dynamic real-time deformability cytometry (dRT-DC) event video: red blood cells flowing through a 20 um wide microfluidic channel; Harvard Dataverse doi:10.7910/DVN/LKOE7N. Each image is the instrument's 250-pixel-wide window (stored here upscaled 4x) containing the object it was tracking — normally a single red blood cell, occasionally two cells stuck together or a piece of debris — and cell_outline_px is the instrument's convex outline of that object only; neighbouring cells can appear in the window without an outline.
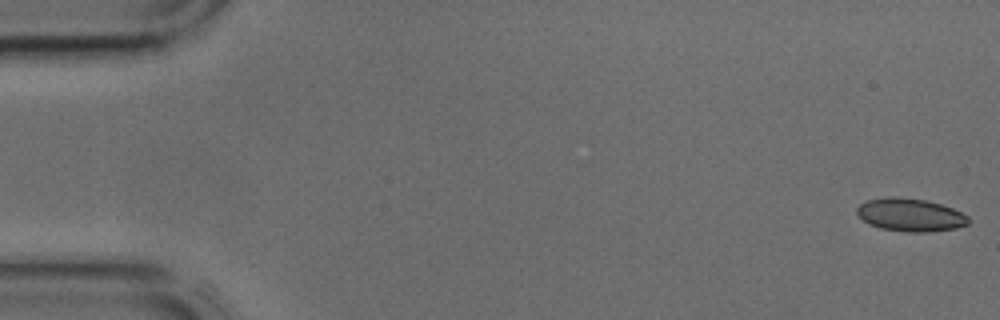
{"species": "common noctule bat (a hibernating species)", "species_latin": "Nyctalus noctula", "temperature_condition": "cold", "stored_images_in_passage": 44, "segment_of_instrument_passage": [1, 2], "camera_frame_rate_fps": 3000, "um_per_image_px": 0.085, "animal": {"sex": "male", "body_mass_g": 17.9, "forearm_length_mm": 54.2}, "frame": {"image": 1, "passage_image": 1, "time_ms": 0.0, "image_size_px": [1000, 320], "cell_outline_px": [[968, 224], [956, 228], [928, 232], [908, 232], [880, 228], [868, 224], [856, 212], [856, 208], [860, 204], [868, 200], [888, 196], [896, 196], [924, 200], [940, 204], [952, 208], [968, 216]], "centroid_in_image_um": [77.35, 18.26], "position_along_channel_um": 7.6, "area_um2": 21.33}}
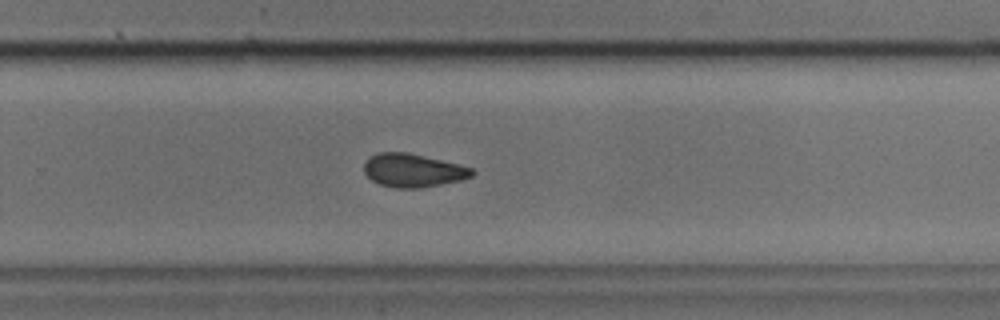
{"frame": {"image": 2, "passage_image": 28, "time_ms": 9.0, "image_size_px": [1000, 320], "cell_outline_px": [[476, 172], [472, 176], [460, 180], [420, 188], [396, 188], [380, 184], [372, 180], [364, 172], [364, 160], [368, 156], [376, 152], [408, 152], [472, 168]], "centroid_in_image_um": [35.05, 14.47], "position_along_channel_um": 294.7, "area_um2": 20.92}}
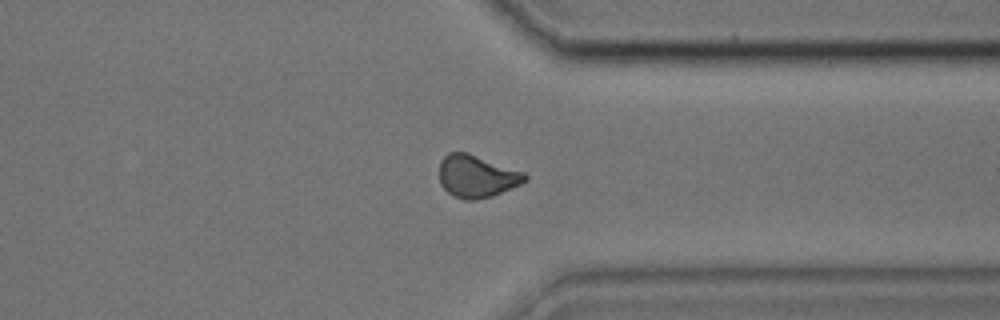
{"frame": {"image": 3, "passage_image": 33, "time_ms": 10.667, "image_size_px": [1000, 320], "cell_outline_px": [[528, 180], [520, 184], [492, 196], [476, 200], [464, 200], [452, 196], [440, 184], [440, 160], [448, 152], [468, 152], [524, 172], [528, 176]], "centroid_in_image_um": [40.51, 14.98], "position_along_channel_um": 370.9, "area_um2": 21.27}}